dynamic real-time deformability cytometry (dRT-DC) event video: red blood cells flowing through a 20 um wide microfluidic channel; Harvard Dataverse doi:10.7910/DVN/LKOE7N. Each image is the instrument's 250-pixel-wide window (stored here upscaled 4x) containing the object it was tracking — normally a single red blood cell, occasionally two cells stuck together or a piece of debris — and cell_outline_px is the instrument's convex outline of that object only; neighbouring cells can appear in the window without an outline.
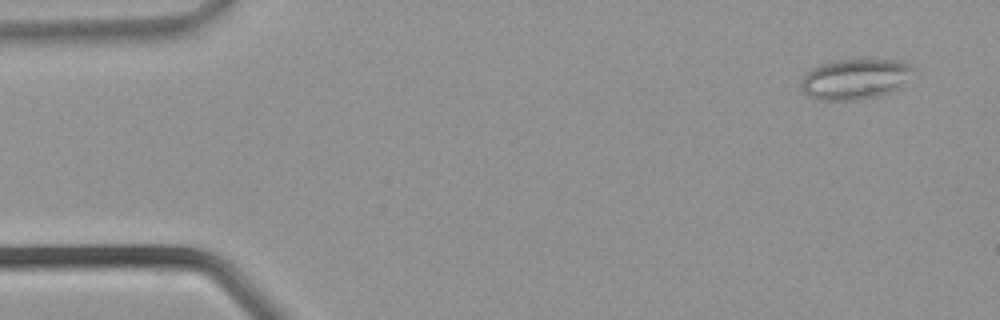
{"species": "common noctule bat (a hibernating species)", "species_latin": "Nyctalus noctula", "temperature_condition": "warm", "stored_images_in_passage": 35, "camera_frame_rate_fps": 3000, "um_per_image_px": 0.085, "animal": {"sex": "male", "body_mass_g": 21.5, "forearm_length_mm": 52.0}, "frame": {"image": 1, "passage_image": 2, "time_ms": 0.333, "image_size_px": [1000, 320], "cell_outline_px": [[916, 68], [900, 88], [880, 96], [856, 100], [820, 100], [808, 96], [800, 88], [800, 84], [804, 76], [812, 68], [820, 64], [836, 60], [860, 56], [904, 60], [912, 64]], "centroid_in_image_um": [72.75, 6.66], "position_along_channel_um": 12.2, "area_um2": 27.69}}
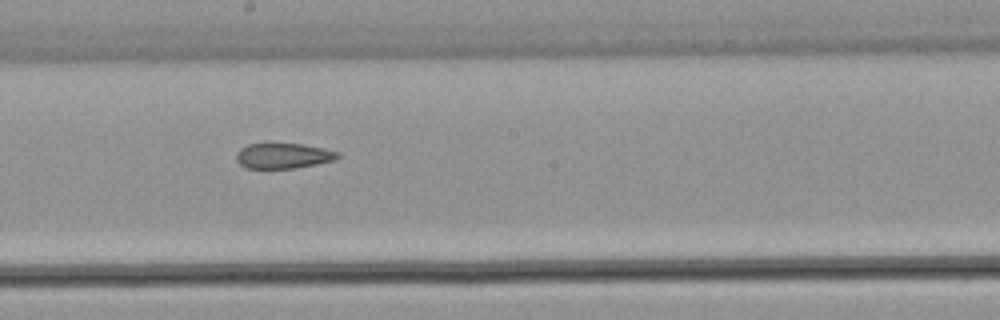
{"frame": {"image": 2, "passage_image": 19, "time_ms": 6.0, "image_size_px": [1000, 320], "cell_outline_px": [[340, 156], [332, 160], [316, 164], [292, 168], [244, 168], [236, 160], [236, 152], [240, 148], [248, 144], [264, 140], [272, 140], [304, 144], [324, 148], [340, 152]], "centroid_in_image_um": [24.0, 13.17], "position_along_channel_um": 224.2, "area_um2": 15.84}}
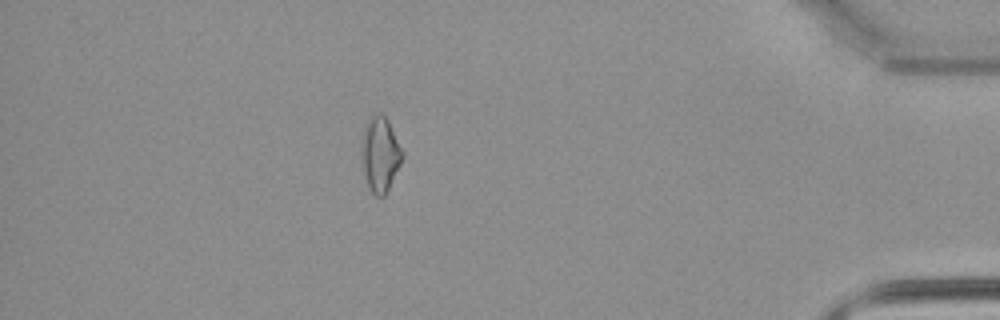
{"frame": {"image": 3, "passage_image": 31, "time_ms": 10.0, "image_size_px": [1000, 320], "cell_outline_px": [[404, 156], [384, 196], [376, 196], [372, 192], [368, 184], [364, 172], [360, 148], [360, 144], [364, 128], [368, 116], [376, 112], [380, 112], [388, 120], [404, 152]], "centroid_in_image_um": [32.3, 13.03], "position_along_channel_um": 402.9, "area_um2": 17.86}}